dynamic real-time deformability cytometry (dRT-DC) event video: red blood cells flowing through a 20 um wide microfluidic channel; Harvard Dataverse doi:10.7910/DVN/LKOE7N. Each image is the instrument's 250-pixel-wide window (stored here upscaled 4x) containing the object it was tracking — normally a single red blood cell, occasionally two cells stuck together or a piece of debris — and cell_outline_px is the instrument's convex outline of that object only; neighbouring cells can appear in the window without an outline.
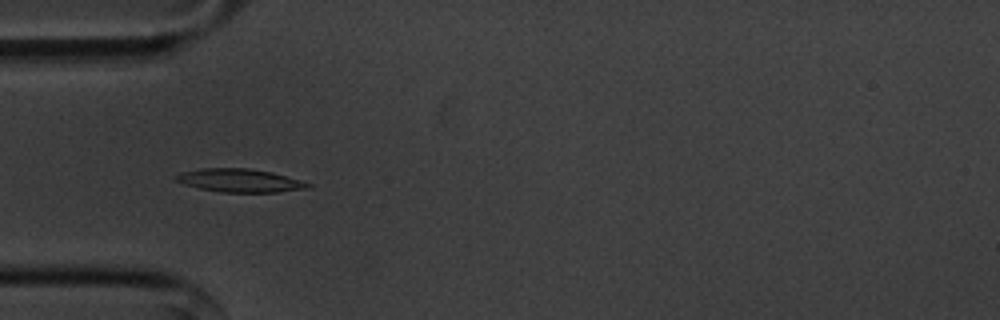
{"species": "common noctule bat (a hibernating species)", "species_latin": "Nyctalus noctula", "temperature_condition": "cold", "stored_images_in_passage": 48, "camera_frame_rate_fps": 3000, "um_per_image_px": 0.085, "animal": {"sex": "male", "body_mass_g": 20.1, "forearm_length_mm": 53.5}, "frame": {"image": 1, "passage_image": 16, "time_ms": 5.0, "image_size_px": [1000, 320], "cell_outline_px": [[312, 188], [276, 192], [220, 192], [200, 188], [184, 184], [172, 180], [172, 176], [180, 172], [200, 168], [248, 168], [272, 172], [312, 184]], "centroid_in_image_um": [20.32, 15.34], "position_along_channel_um": 64.7, "area_um2": 18.03}}
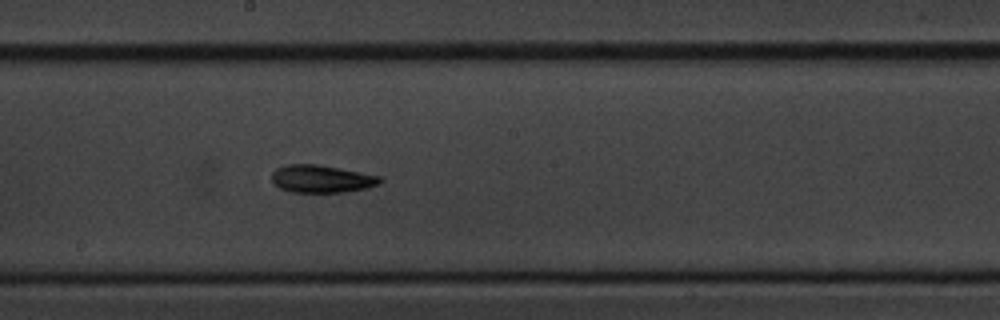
{"frame": {"image": 2, "passage_image": 29, "time_ms": 9.333, "image_size_px": [1000, 320], "cell_outline_px": [[384, 180], [380, 184], [364, 188], [340, 192], [292, 192], [280, 188], [272, 180], [272, 172], [276, 168], [288, 164], [316, 164], [360, 172], [380, 176]], "centroid_in_image_um": [27.33, 15.19], "position_along_channel_um": 220.9, "area_um2": 17.22}}
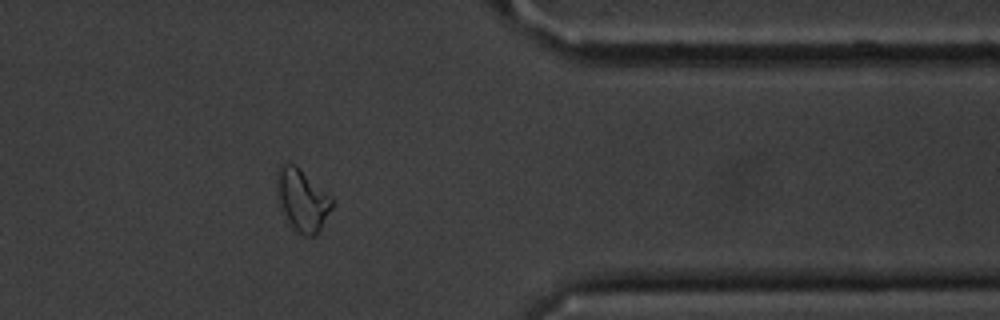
{"frame": {"image": 3, "passage_image": 44, "time_ms": 14.333, "image_size_px": [1000, 320], "cell_outline_px": [[332, 208], [316, 236], [304, 236], [292, 228], [276, 196], [276, 176], [280, 164], [284, 160], [292, 164], [332, 196]], "centroid_in_image_um": [25.67, 17.0], "position_along_channel_um": 385.7, "area_um2": 19.77}, "authors_computed_cell_mechanics": {"area_um2": 17.1666, "velocity_mm_per_s": 3.6065, "shape_relaxation_time_tau1_ms": 4.5515, "shape_relaxation_time_tau2_ms": 7.5064, "deformation_change_tau1": 0.1196, "deformation_change_tau2": 0.1539}}